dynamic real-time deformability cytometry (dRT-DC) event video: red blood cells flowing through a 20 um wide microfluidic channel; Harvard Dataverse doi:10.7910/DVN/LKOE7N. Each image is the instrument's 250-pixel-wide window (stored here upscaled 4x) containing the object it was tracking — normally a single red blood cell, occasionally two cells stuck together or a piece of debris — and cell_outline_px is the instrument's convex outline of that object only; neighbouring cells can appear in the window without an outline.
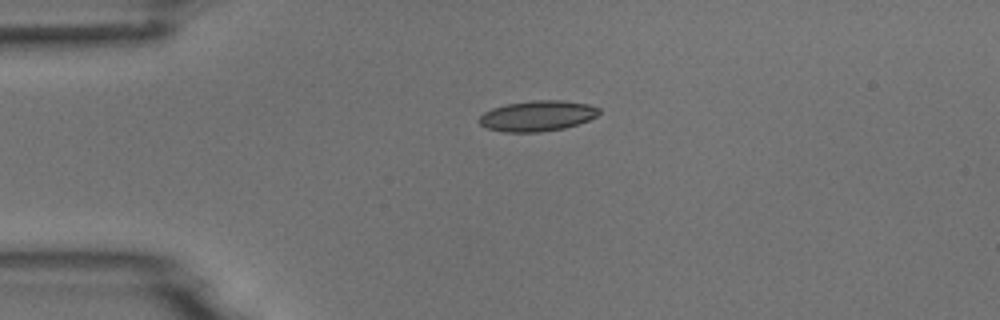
{"species": "common noctule bat (a hibernating species)", "species_latin": "Nyctalus noctula", "temperature_condition": "room temperature", "stored_images_in_passage": 2, "camera_frame_rate_fps": 3000, "um_per_image_px": 0.085, "animal": {"sex": "male", "body_mass_g": 18.8}, "frame": {"image": 1, "passage_image": 1, "time_ms": 0.0, "image_size_px": [1000, 320], "cell_outline_px": [[600, 112], [596, 116], [588, 120], [564, 128], [540, 132], [504, 132], [488, 128], [480, 124], [476, 120], [484, 112], [492, 108], [508, 104], [532, 100], [564, 100], [588, 104], [600, 108]], "centroid_in_image_um": [45.66, 9.84], "position_along_channel_um": 39.3, "area_um2": 21.33}}